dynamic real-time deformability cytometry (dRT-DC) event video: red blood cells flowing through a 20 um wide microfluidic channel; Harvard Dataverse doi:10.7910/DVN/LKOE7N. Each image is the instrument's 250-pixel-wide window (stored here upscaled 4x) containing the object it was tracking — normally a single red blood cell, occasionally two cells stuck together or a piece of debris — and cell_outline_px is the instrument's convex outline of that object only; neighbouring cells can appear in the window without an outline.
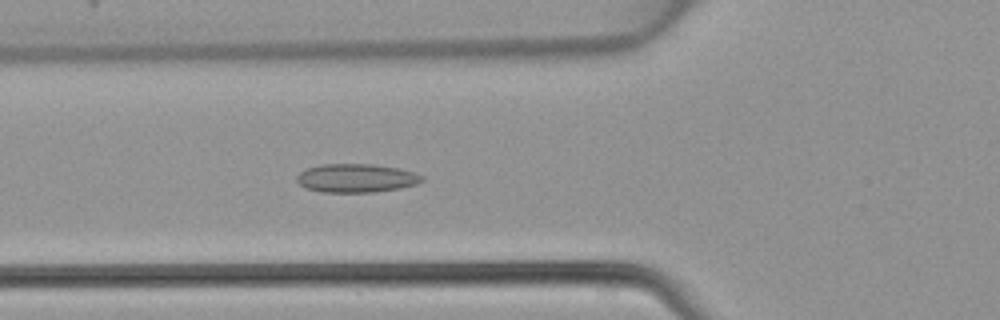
{"species": "common noctule bat (a hibernating species)", "species_latin": "Nyctalus noctula", "temperature_condition": "warm", "stored_images_in_passage": 45, "camera_frame_rate_fps": 3000, "um_per_image_px": 0.085, "animal": {"sex": "female", "body_mass_g": 22.7, "forearm_length_mm": 54.2}, "frame": {"image": 1, "passage_image": 16, "time_ms": 5.0, "image_size_px": [1000, 320], "cell_outline_px": [[424, 180], [416, 184], [400, 188], [372, 192], [320, 192], [304, 188], [296, 180], [296, 176], [300, 172], [308, 168], [320, 164], [372, 164], [400, 168], [424, 176]], "centroid_in_image_um": [30.26, 15.14], "position_along_channel_um": 95.5, "area_um2": 20.92}}
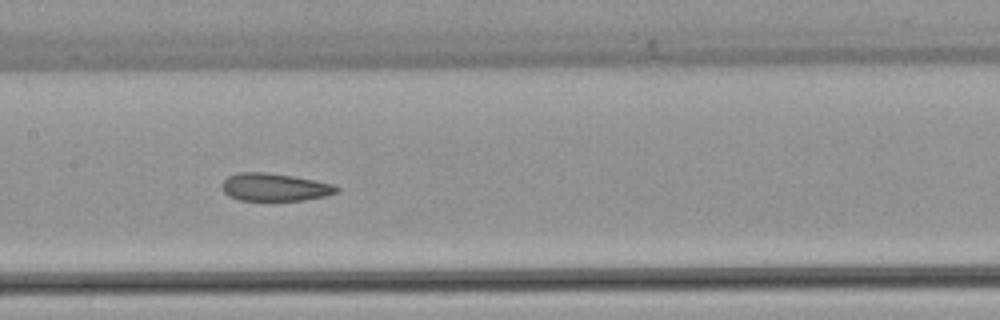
{"frame": {"image": 2, "passage_image": 22, "time_ms": 7.0, "image_size_px": [1000, 320], "cell_outline_px": [[340, 188], [336, 192], [328, 196], [304, 200], [240, 200], [228, 196], [224, 192], [220, 184], [228, 176], [240, 172], [268, 172], [316, 180], [332, 184]], "centroid_in_image_um": [23.34, 15.91], "position_along_channel_um": 184.1, "area_um2": 18.61}}
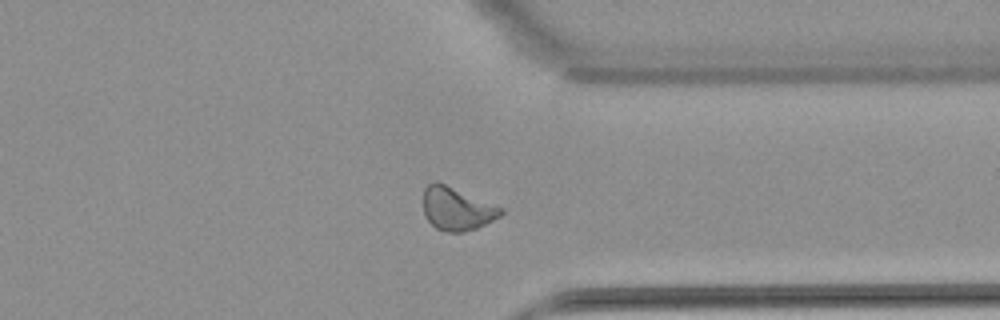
{"frame": {"image": 3, "passage_image": 35, "time_ms": 11.333, "image_size_px": [1000, 320], "cell_outline_px": [[504, 212], [500, 216], [476, 228], [464, 232], [444, 232], [436, 228], [424, 216], [424, 188], [428, 184], [436, 180], [504, 208]], "centroid_in_image_um": [38.82, 17.74], "position_along_channel_um": 372.6, "area_um2": 19.48}}